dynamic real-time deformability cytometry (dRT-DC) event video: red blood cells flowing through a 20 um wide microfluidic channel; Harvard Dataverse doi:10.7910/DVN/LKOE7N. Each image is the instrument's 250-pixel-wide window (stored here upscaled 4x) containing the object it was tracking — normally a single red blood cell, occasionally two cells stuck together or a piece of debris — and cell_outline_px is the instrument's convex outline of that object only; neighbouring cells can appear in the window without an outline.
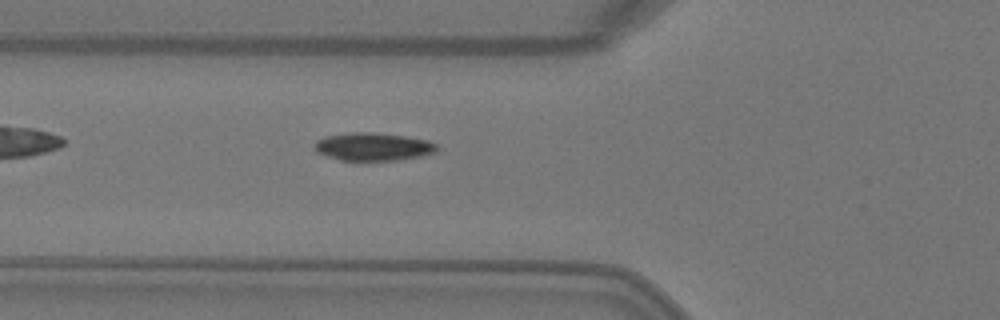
{"species": "Egyptian fruit bat (a non-hibernating species)", "species_latin": "Rousettus aegyptiacus", "temperature_condition": "warm", "stored_images_in_passage": 5, "camera_frame_rate_fps": 3000, "um_per_image_px": 0.085, "animal": {"sex": "female"}, "frame": {"image": 1, "passage_image": 5, "time_ms": 1.333, "image_size_px": [1000, 320], "cell_outline_px": [[440, 148], [436, 152], [420, 156], [396, 160], [340, 160], [316, 152], [316, 140], [324, 136], [352, 132], [372, 132], [404, 136], [428, 140], [436, 144]], "centroid_in_image_um": [31.73, 12.46], "position_along_channel_um": 94.1, "area_um2": 19.83}}